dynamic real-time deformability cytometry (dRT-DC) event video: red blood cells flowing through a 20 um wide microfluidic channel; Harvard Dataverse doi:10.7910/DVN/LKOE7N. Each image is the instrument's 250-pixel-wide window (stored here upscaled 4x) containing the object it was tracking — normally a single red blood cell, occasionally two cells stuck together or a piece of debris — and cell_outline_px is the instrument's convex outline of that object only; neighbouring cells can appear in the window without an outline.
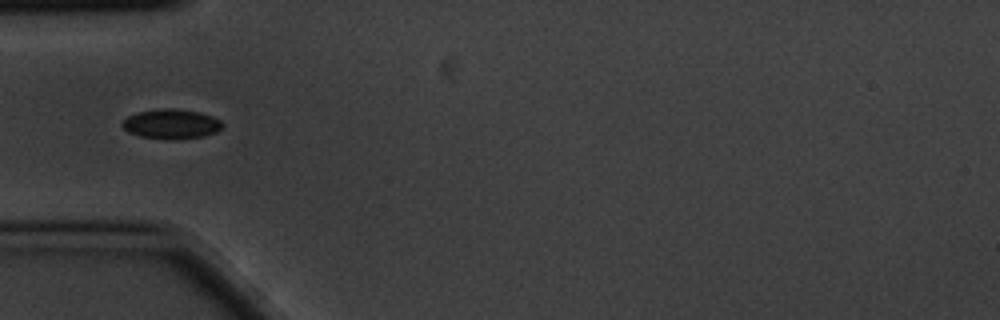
{"species": "common noctule bat (a hibernating species)", "species_latin": "Nyctalus noctula", "temperature_condition": "cold", "stored_images_in_passage": 8, "camera_frame_rate_fps": 3000, "um_per_image_px": 0.085, "animal": {"sex": "male", "body_mass_g": 20.1, "forearm_length_mm": 53.5}, "frame": {"image": 1, "passage_image": 6, "time_ms": 1.667, "image_size_px": [1000, 320], "cell_outline_px": [[224, 124], [216, 132], [204, 136], [172, 140], [140, 136], [128, 132], [120, 124], [128, 116], [136, 112], [160, 108], [176, 108], [200, 112], [212, 116], [220, 120]], "centroid_in_image_um": [14.55, 10.53], "position_along_channel_um": 70.4, "area_um2": 17.46}}